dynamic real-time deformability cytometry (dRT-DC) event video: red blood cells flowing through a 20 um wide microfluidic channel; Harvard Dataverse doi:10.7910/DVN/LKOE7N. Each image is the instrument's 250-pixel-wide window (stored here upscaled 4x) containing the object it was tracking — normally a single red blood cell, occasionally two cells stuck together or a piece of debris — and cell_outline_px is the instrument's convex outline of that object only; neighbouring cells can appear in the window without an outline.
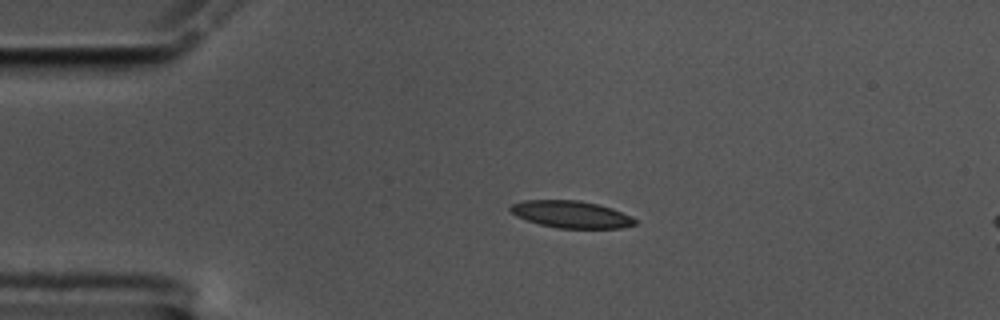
{"species": "common noctule bat (a hibernating species)", "species_latin": "Nyctalus noctula", "temperature_condition": "cold", "stored_images_in_passage": 46, "camera_frame_rate_fps": 3000, "um_per_image_px": 0.085, "animal": {"sex": "male", "body_mass_g": 17.5, "forearm_length_mm": 52.3}, "frame": {"image": 1, "passage_image": 1, "time_ms": 0.0, "image_size_px": [1000, 320], "cell_outline_px": [[636, 224], [620, 228], [556, 228], [540, 224], [516, 216], [508, 208], [512, 204], [524, 200], [580, 200], [612, 208], [636, 220]], "centroid_in_image_um": [48.51, 18.22], "position_along_channel_um": 36.5, "area_um2": 19.42}}
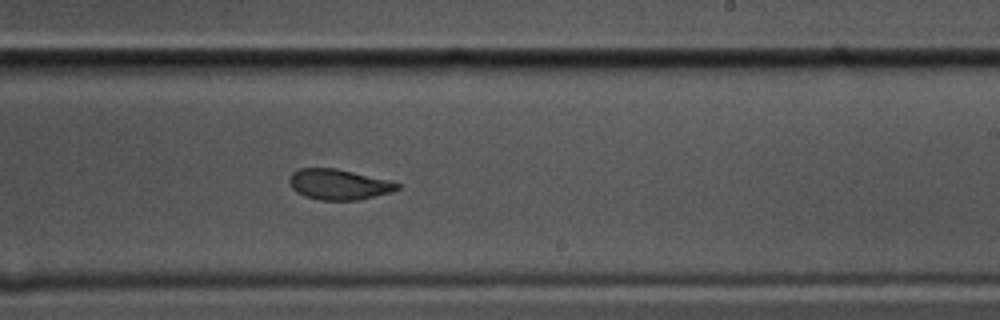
{"frame": {"image": 2, "passage_image": 23, "time_ms": 7.333, "image_size_px": [1000, 320], "cell_outline_px": [[400, 188], [392, 192], [356, 200], [320, 200], [304, 196], [296, 192], [292, 188], [288, 180], [288, 176], [292, 172], [300, 168], [336, 168], [388, 180], [400, 184]], "centroid_in_image_um": [28.75, 15.67], "position_along_channel_um": 260.3, "area_um2": 19.19}}
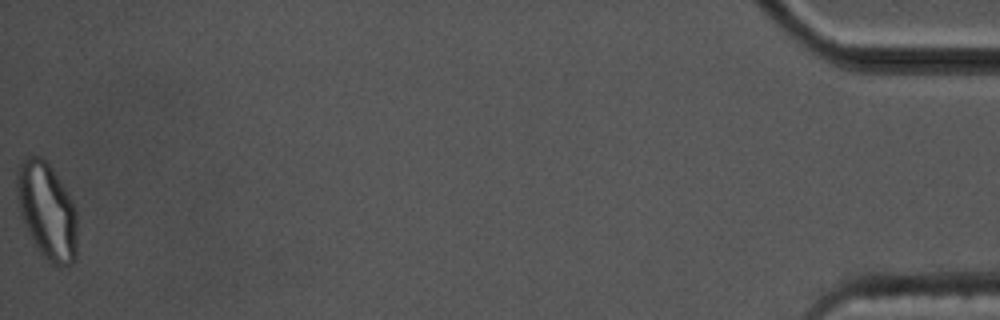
{"frame": {"image": 3, "passage_image": 46, "time_ms": 15.0, "image_size_px": [1000, 320], "cell_outline_px": [[76, 260], [72, 264], [52, 264], [36, 248], [32, 240], [24, 220], [20, 208], [16, 192], [16, 172], [20, 164], [28, 156], [40, 156], [52, 168], [60, 180], [72, 200], [76, 208]], "centroid_in_image_um": [4.0, 17.91], "position_along_channel_um": 431.2, "area_um2": 33.52}, "authors_computed_cell_mechanics": {"area_um2": 20.1722, "velocity_mm_per_s": 3.5166, "shape_relaxation_time_tau1_ms": 5.7182, "shape_relaxation_time_tau2_ms": 1.2181, "deformation_change_tau1": 0.1856, "deformation_change_tau2": 0.0682}}